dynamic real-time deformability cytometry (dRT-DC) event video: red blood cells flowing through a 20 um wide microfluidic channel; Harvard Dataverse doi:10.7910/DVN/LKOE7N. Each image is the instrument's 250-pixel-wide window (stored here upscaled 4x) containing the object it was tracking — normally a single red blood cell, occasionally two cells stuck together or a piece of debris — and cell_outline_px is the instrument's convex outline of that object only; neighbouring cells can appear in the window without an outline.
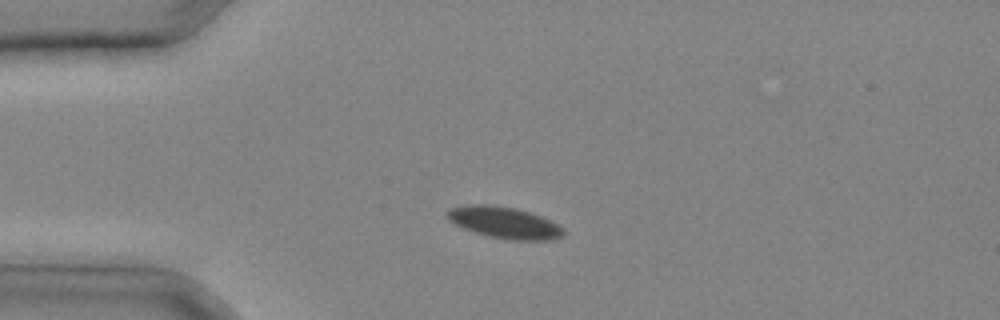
{"species": "common noctule bat (a hibernating species)", "species_latin": "Nyctalus noctula", "temperature_condition": "cold", "stored_images_in_passage": 31, "camera_frame_rate_fps": 3000, "um_per_image_px": 0.085, "animal": {"sex": "male", "body_mass_g": 20.4}, "frame": {"image": 1, "passage_image": 7, "time_ms": 2.0, "image_size_px": [1000, 320], "cell_outline_px": [[564, 236], [548, 240], [512, 240], [488, 236], [464, 228], [448, 220], [448, 208], [468, 204], [492, 204], [516, 208], [540, 216], [564, 228]], "centroid_in_image_um": [42.86, 18.91], "position_along_channel_um": 42.1, "area_um2": 21.21}}
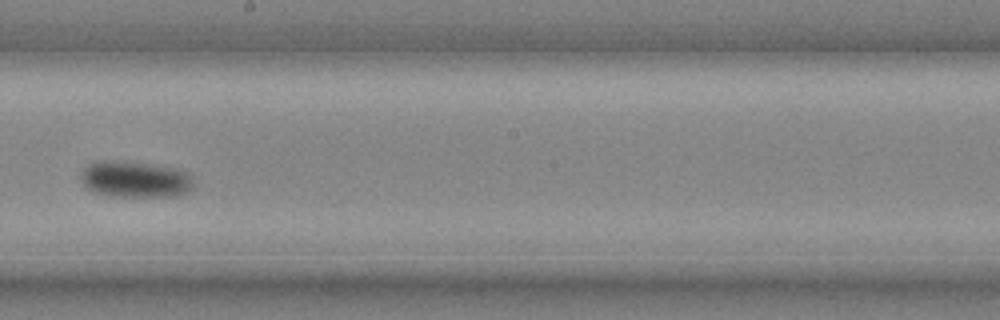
{"frame": {"image": 2, "passage_image": 18, "time_ms": 5.667, "image_size_px": [1000, 320], "cell_outline_px": [[192, 188], [188, 192], [176, 196], [112, 196], [96, 192], [88, 188], [80, 180], [80, 172], [92, 160], [116, 160], [148, 164], [172, 168], [188, 172], [192, 176]], "centroid_in_image_um": [11.45, 15.23], "position_along_channel_um": 236.8, "area_um2": 23.93}}
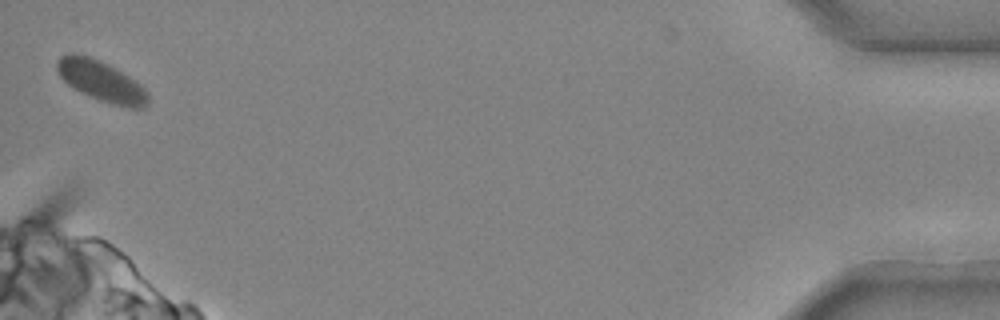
{"frame": {"image": 3, "passage_image": 31, "time_ms": 10.0, "image_size_px": [1000, 320], "cell_outline_px": [[148, 104], [144, 108], [128, 108], [112, 104], [100, 100], [68, 84], [60, 76], [56, 68], [56, 64], [60, 56], [72, 52], [76, 52], [100, 60], [108, 64], [128, 76], [140, 84], [148, 92]], "centroid_in_image_um": [8.62, 6.88], "position_along_channel_um": 426.6, "area_um2": 21.27}}